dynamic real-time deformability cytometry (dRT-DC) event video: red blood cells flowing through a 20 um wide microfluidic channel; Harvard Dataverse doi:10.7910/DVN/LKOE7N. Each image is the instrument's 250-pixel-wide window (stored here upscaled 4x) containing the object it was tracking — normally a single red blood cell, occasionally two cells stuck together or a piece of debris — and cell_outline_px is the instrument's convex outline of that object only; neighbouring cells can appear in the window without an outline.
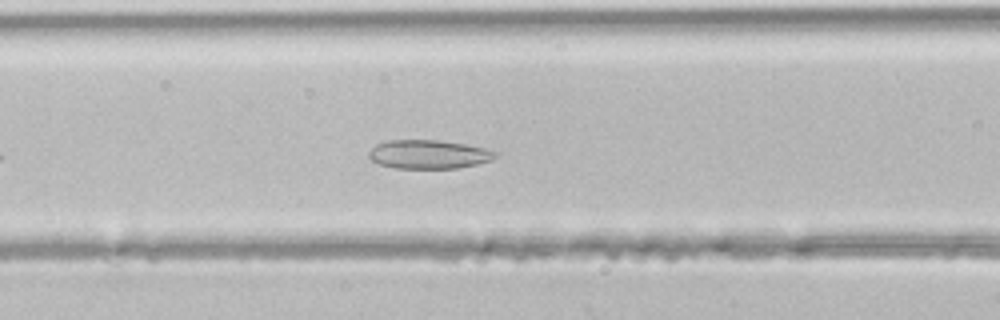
{"species": "common noctule bat (a hibernating species)", "species_latin": "Nyctalus noctula", "temperature_condition": "room temperature", "stored_images_in_passage": 32, "camera_frame_rate_fps": 3000, "um_per_image_px": 0.085, "animal": {"sex": "male", "body_mass_g": 21.5, "forearm_length_mm": 52.0}, "frame": {"image": 1, "passage_image": 8, "time_ms": 2.333, "image_size_px": [1000, 320], "cell_outline_px": [[500, 156], [492, 160], [476, 164], [456, 168], [396, 168], [380, 164], [372, 160], [368, 156], [368, 152], [376, 144], [388, 140], [440, 140], [464, 144], [484, 148], [500, 152]], "centroid_in_image_um": [36.47, 13.11], "position_along_channel_um": 130.1, "area_um2": 21.27}}
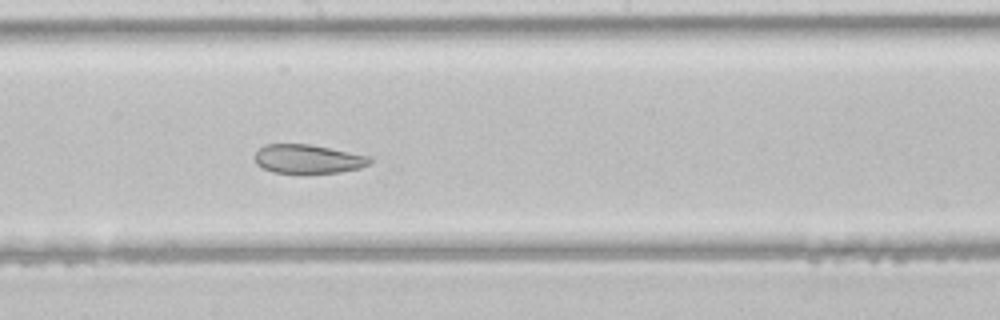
{"frame": {"image": 2, "passage_image": 14, "time_ms": 4.333, "image_size_px": [1000, 320], "cell_outline_px": [[372, 164], [360, 168], [340, 172], [272, 172], [256, 164], [256, 152], [264, 144], [308, 144], [368, 156], [372, 160]], "centroid_in_image_um": [26.18, 13.51], "position_along_channel_um": 222.0, "area_um2": 18.96}}
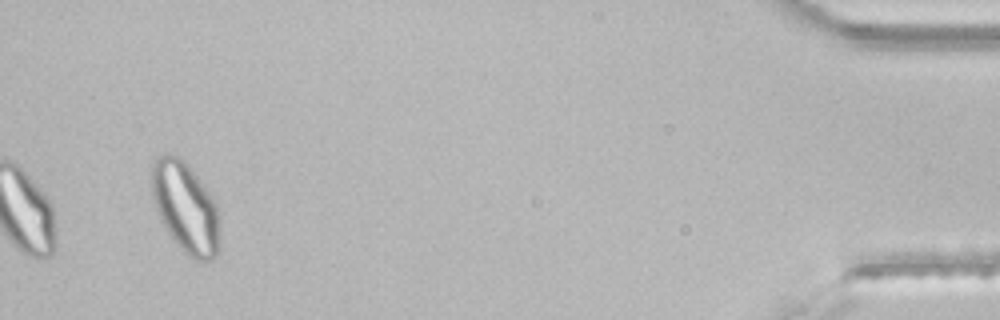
{"frame": {"image": 3, "passage_image": 32, "time_ms": 10.333, "image_size_px": [1000, 320], "cell_outline_px": [[220, 248], [216, 256], [212, 260], [196, 260], [188, 256], [180, 248], [168, 232], [160, 220], [152, 196], [152, 168], [156, 160], [160, 156], [176, 156], [184, 160], [188, 164], [208, 192], [216, 204], [220, 228]], "centroid_in_image_um": [15.8, 17.7], "position_along_channel_um": 419.4, "area_um2": 35.6}}